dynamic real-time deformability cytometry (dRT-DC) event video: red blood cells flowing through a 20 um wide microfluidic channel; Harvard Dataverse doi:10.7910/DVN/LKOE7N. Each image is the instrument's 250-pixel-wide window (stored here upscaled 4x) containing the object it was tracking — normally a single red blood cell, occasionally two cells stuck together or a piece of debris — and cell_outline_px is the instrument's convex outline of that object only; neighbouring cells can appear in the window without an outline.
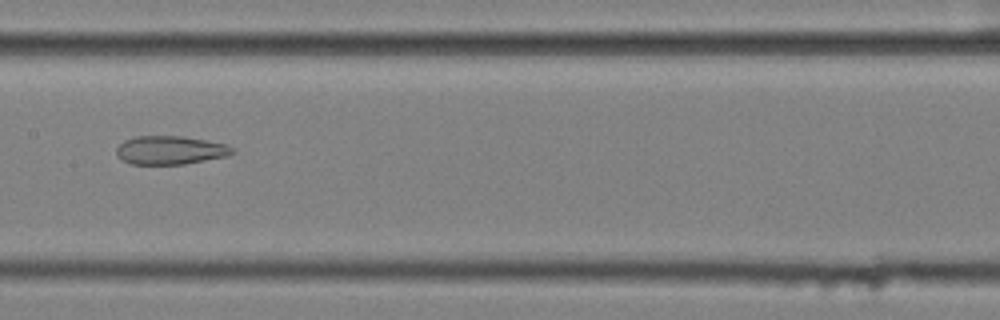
{"species": "common noctule bat (a hibernating species)", "species_latin": "Nyctalus noctula", "temperature_condition": "cold", "stored_images_in_passage": 32, "camera_frame_rate_fps": 3000, "um_per_image_px": 0.085, "animal": {"sex": "female", "body_mass_g": 25.1}, "frame": {"image": 1, "passage_image": 29, "time_ms": 9.333, "image_size_px": [1000, 320], "cell_outline_px": [[236, 152], [228, 156], [184, 164], [132, 164], [124, 160], [116, 152], [116, 148], [124, 140], [136, 136], [184, 136], [228, 144], [236, 148]], "centroid_in_image_um": [14.55, 12.75], "position_along_channel_um": 192.9, "area_um2": 19.36}}